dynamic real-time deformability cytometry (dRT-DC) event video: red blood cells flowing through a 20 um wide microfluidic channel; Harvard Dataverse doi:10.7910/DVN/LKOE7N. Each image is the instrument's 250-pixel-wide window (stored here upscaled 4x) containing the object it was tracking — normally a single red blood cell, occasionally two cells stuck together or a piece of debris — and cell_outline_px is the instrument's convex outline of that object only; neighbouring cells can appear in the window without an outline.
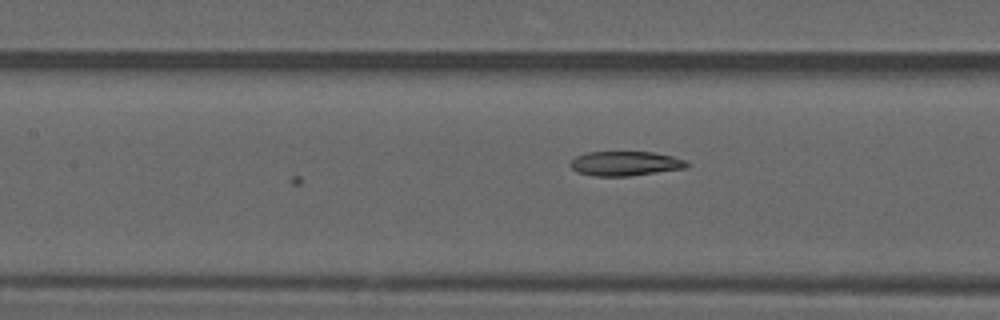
{"species": "common noctule bat (a hibernating species)", "species_latin": "Nyctalus noctula", "temperature_condition": "warm", "stored_images_in_passage": 23, "camera_frame_rate_fps": 3000, "um_per_image_px": 0.085, "animal": {"sex": "male", "forearm_length_mm": 52.5}, "frame": {"image": 1, "passage_image": 23, "time_ms": 7.333, "image_size_px": [1000, 320], "cell_outline_px": [[692, 164], [684, 168], [628, 176], [596, 176], [576, 172], [568, 164], [576, 156], [588, 152], [652, 152], [672, 156], [688, 160]], "centroid_in_image_um": [53.16, 13.89], "position_along_channel_um": 154.2, "area_um2": 16.65}}